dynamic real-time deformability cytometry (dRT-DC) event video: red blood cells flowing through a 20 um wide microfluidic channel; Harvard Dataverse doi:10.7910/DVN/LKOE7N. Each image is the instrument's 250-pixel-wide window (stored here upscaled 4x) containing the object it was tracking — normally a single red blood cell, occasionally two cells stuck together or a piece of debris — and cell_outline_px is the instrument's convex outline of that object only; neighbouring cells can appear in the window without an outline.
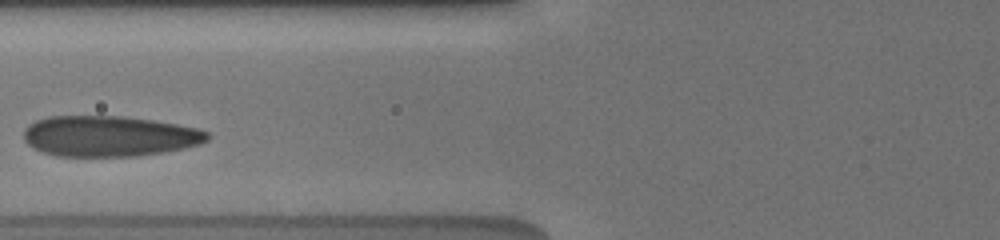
{"species": "human", "species_latin": "Homo sapiens", "temperature_condition": "cold", "stored_images_in_passage": 21, "camera_frame_rate_fps": 3000, "um_per_image_px": 0.085, "donor": {"sex": "male"}, "frame": {"image": 1, "passage_image": 9, "time_ms": 3.0, "image_size_px": [1000, 240], "cell_outline_px": [[208, 140], [200, 144], [140, 156], [56, 156], [44, 152], [28, 144], [24, 140], [24, 128], [28, 124], [36, 120], [48, 116], [124, 116], [152, 120], [176, 124], [196, 128], [208, 132]], "centroid_in_image_um": [9.24, 11.56], "position_along_channel_um": 116.6, "area_um2": 43.35}}
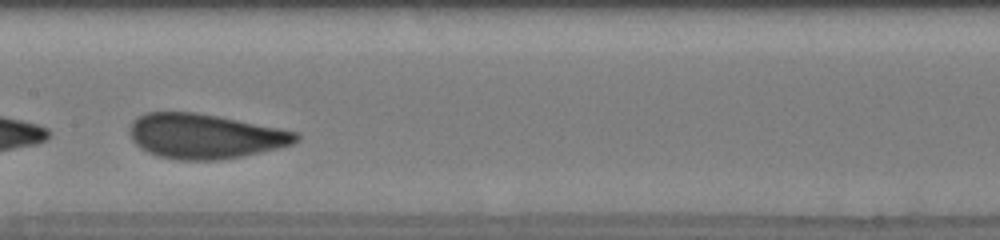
{"frame": {"image": 2, "passage_image": 15, "time_ms": 5.0, "image_size_px": [1000, 240], "cell_outline_px": [[300, 140], [292, 144], [260, 152], [220, 160], [180, 160], [156, 156], [140, 148], [132, 140], [128, 128], [132, 120], [136, 116], [148, 112], [196, 112], [280, 128], [296, 132], [300, 136]], "centroid_in_image_um": [17.37, 11.57], "position_along_channel_um": 190.0, "area_um2": 43.47}}
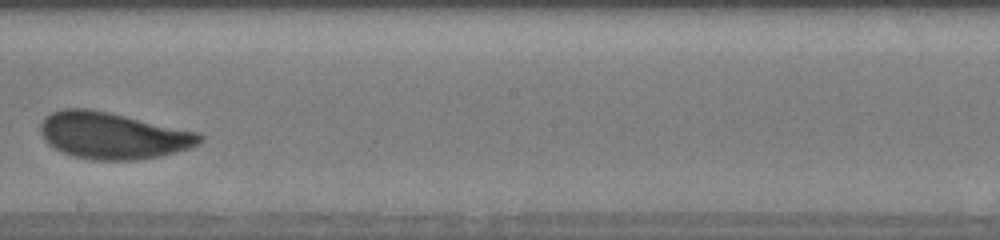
{"frame": {"image": 3, "passage_image": 18, "time_ms": 6.333, "image_size_px": [1000, 240], "cell_outline_px": [[204, 140], [192, 148], [160, 156], [136, 160], [92, 160], [72, 156], [48, 144], [44, 140], [40, 132], [40, 124], [44, 116], [52, 112], [64, 108], [88, 108], [108, 112], [196, 132], [204, 136]], "centroid_in_image_um": [9.57, 11.53], "position_along_channel_um": 238.6, "area_um2": 43.23}}